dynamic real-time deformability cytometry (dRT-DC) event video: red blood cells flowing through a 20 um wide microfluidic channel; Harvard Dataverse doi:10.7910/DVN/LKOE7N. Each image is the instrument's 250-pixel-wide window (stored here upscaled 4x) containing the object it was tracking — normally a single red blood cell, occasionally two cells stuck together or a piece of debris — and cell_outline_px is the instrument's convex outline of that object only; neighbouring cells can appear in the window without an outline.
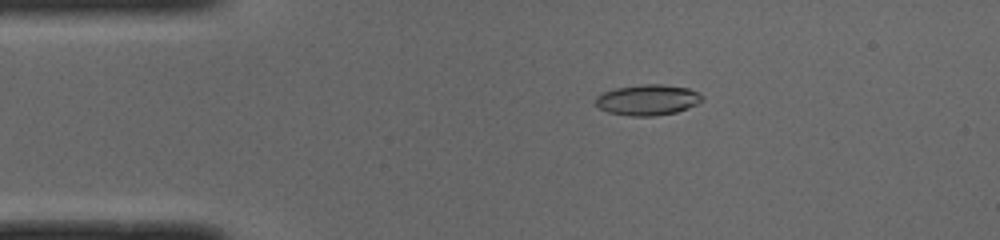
{"species": "common noctule bat (a hibernating species)", "species_latin": "Nyctalus noctula", "temperature_condition": "cold", "stored_images_in_passage": 43, "camera_frame_rate_fps": 3000, "um_per_image_px": 0.085, "animal": {"sex": "male", "body_mass_g": 19.0, "forearm_length_mm": 50.8}, "frame": {"image": 1, "passage_image": 2, "time_ms": 0.333, "image_size_px": [1000, 240], "cell_outline_px": [[704, 100], [688, 108], [676, 112], [652, 116], [632, 116], [608, 112], [600, 108], [596, 104], [596, 96], [604, 92], [616, 88], [644, 84], [664, 84], [688, 88], [704, 96]], "centroid_in_image_um": [55.07, 8.49], "position_along_channel_um": 29.9, "area_um2": 18.96}}
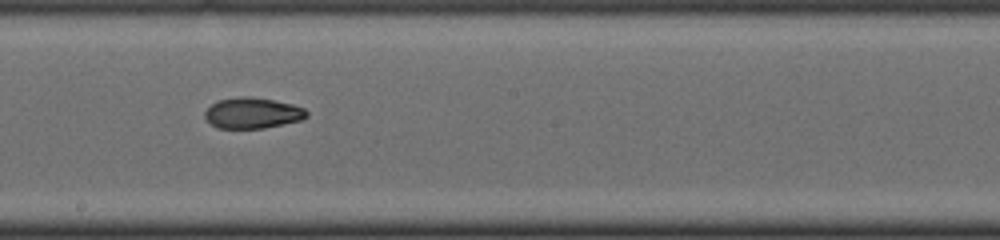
{"frame": {"image": 2, "passage_image": 20, "time_ms": 6.333, "image_size_px": [1000, 240], "cell_outline_px": [[308, 116], [300, 120], [264, 128], [216, 128], [204, 116], [204, 112], [212, 104], [220, 100], [240, 96], [248, 96], [272, 100], [292, 104], [304, 108], [308, 112]], "centroid_in_image_um": [21.46, 9.61], "position_along_channel_um": 226.7, "area_um2": 18.09}}
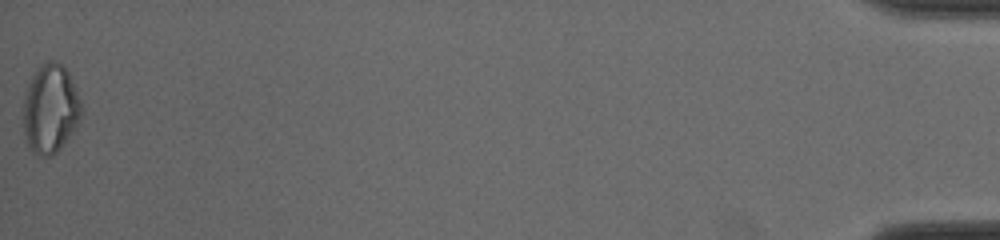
{"frame": {"image": 3, "passage_image": 43, "time_ms": 14.0, "image_size_px": [1000, 240], "cell_outline_px": [[80, 116], [72, 132], [60, 148], [52, 156], [36, 156], [28, 148], [24, 132], [24, 92], [36, 68], [40, 64], [48, 60], [52, 60], [60, 64], [68, 72], [80, 100]], "centroid_in_image_um": [4.24, 9.26], "position_along_channel_um": 431.0, "area_um2": 29.82}, "authors_computed_cell_mechanics": {"area_um2": 18.9584, "velocity_mm_per_s": 3.9964, "shape_relaxation_time_tau1_ms": null, "shape_relaxation_time_tau2_ms": 5.6476, "deformation_change_tau1": null, "deformation_change_tau2": 0.1043}}